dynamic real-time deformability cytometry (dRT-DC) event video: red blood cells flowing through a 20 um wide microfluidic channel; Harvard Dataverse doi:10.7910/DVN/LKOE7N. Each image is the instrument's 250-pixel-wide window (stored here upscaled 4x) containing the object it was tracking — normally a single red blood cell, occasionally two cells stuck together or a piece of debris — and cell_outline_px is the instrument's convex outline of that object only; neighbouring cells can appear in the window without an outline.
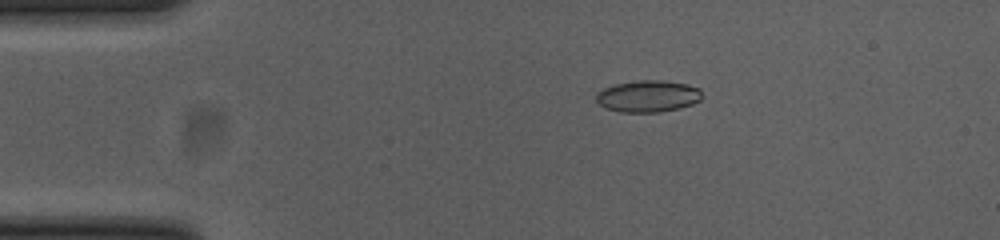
{"species": "common noctule bat (a hibernating species)", "species_latin": "Nyctalus noctula", "temperature_condition": "cold", "stored_images_in_passage": 48, "camera_frame_rate_fps": 3000, "um_per_image_px": 0.085, "animal": {"sex": "female", "body_mass_g": 23.0, "forearm_length_mm": 53.4}, "frame": {"image": 1, "passage_image": 3, "time_ms": 0.667, "image_size_px": [1000, 240], "cell_outline_px": [[704, 96], [700, 100], [692, 104], [680, 108], [660, 112], [620, 112], [604, 108], [596, 100], [596, 92], [604, 88], [616, 84], [636, 80], [660, 80], [688, 84], [700, 88]], "centroid_in_image_um": [55.1, 8.18], "position_along_channel_um": 29.9, "area_um2": 19.83}}
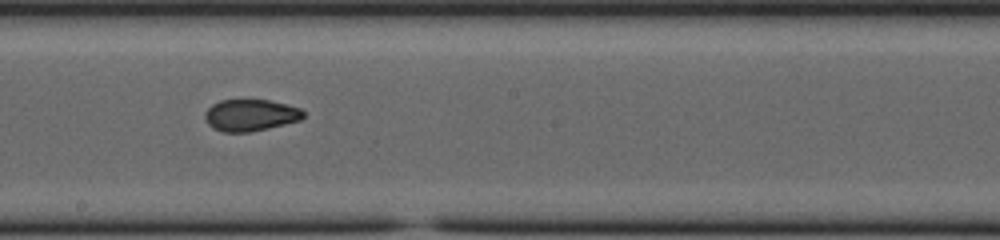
{"frame": {"image": 2, "passage_image": 23, "time_ms": 7.333, "image_size_px": [1000, 240], "cell_outline_px": [[304, 116], [300, 120], [284, 124], [248, 132], [224, 132], [212, 128], [208, 124], [204, 116], [204, 112], [212, 104], [220, 100], [268, 100], [300, 108], [304, 112]], "centroid_in_image_um": [21.25, 9.79], "position_along_channel_um": 227.0, "area_um2": 18.03}}
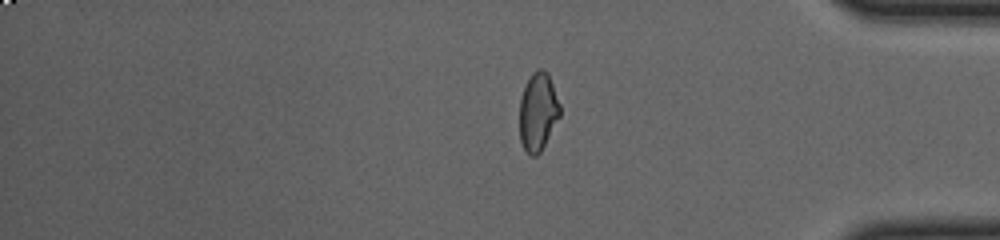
{"frame": {"image": 3, "passage_image": 38, "time_ms": 12.333, "image_size_px": [1000, 240], "cell_outline_px": [[560, 116], [540, 152], [536, 156], [532, 156], [524, 148], [520, 140], [520, 100], [524, 88], [532, 72], [536, 68], [544, 68], [548, 72], [560, 104]], "centroid_in_image_um": [45.74, 9.46], "position_along_channel_um": 389.5, "area_um2": 18.32}, "authors_computed_cell_mechanics": {"area_um2": 18.785, "velocity_mm_per_s": 3.7147, "shape_relaxation_time_tau1_ms": null, "shape_relaxation_time_tau2_ms": 1.6305, "deformation_change_tau1": null, "deformation_change_tau2": 0.0599}}